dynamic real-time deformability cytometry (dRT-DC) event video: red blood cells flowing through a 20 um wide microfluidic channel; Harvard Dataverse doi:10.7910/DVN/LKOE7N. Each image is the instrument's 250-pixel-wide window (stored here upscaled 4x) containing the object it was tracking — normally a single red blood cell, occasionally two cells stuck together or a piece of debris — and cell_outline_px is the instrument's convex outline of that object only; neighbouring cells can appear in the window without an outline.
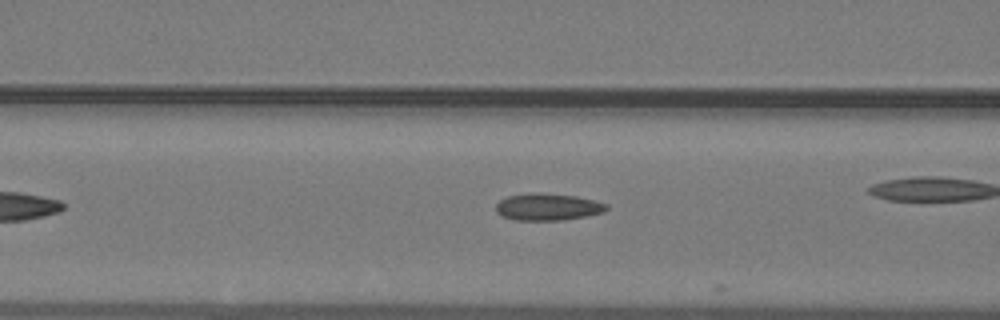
{"species": "common noctule bat (a hibernating species)", "species_latin": "Nyctalus noctula", "temperature_condition": "warm", "stored_images_in_passage": 14, "camera_frame_rate_fps": 3000, "um_per_image_px": 0.085, "animal": {"sex": "male", "body_mass_g": 19.2, "forearm_length_mm": 51.8}, "frame": {"image": 1, "passage_image": 10, "time_ms": 3.0, "image_size_px": [1000, 320], "cell_outline_px": [[608, 208], [604, 212], [584, 216], [560, 220], [516, 220], [504, 216], [496, 212], [496, 204], [500, 200], [508, 196], [532, 192], [536, 192], [576, 196], [596, 200], [608, 204]], "centroid_in_image_um": [46.57, 17.57], "position_along_channel_um": 120.0, "area_um2": 17.34}}